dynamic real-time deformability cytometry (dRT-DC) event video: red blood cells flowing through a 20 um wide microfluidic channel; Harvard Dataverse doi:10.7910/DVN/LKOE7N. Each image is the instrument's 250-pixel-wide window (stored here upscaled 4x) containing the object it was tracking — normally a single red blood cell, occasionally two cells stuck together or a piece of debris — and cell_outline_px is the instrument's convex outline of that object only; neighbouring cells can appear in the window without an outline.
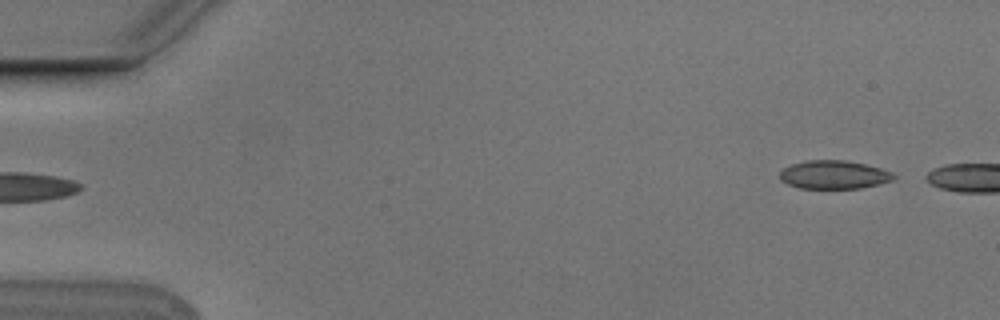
{"species": "Egyptian fruit bat (a non-hibernating species)", "species_latin": "Rousettus aegyptiacus", "temperature_condition": "cold", "stored_images_in_passage": 4, "camera_frame_rate_fps": 3000, "um_per_image_px": 0.085, "animal": {"sex": "male"}, "frame": {"image": 1, "passage_image": 4, "time_ms": 1.0, "image_size_px": [1000, 320], "cell_outline_px": [[896, 180], [880, 184], [860, 188], [800, 188], [788, 184], [780, 180], [780, 172], [784, 168], [792, 164], [808, 160], [844, 160], [864, 164], [880, 168], [892, 172], [896, 176]], "centroid_in_image_um": [70.91, 14.85], "position_along_channel_um": 14.1, "area_um2": 18.84}}